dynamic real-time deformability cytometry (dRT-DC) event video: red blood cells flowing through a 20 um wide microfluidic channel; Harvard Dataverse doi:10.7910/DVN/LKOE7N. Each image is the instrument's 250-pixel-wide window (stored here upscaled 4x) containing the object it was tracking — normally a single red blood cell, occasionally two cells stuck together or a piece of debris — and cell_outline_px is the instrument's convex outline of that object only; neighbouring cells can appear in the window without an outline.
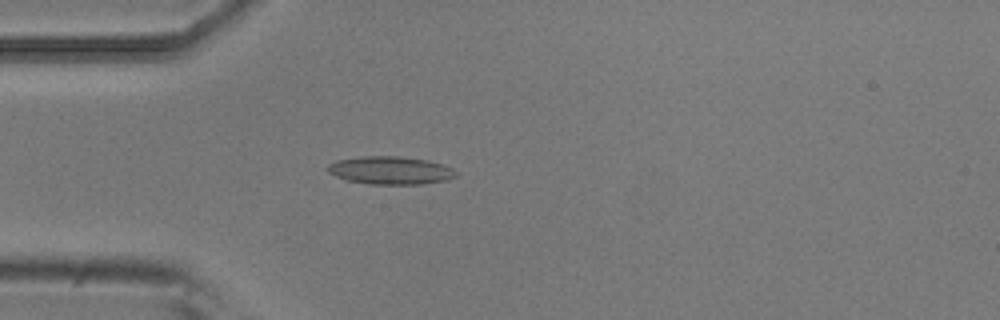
{"species": "common noctule bat (a hibernating species)", "species_latin": "Nyctalus noctula", "temperature_condition": "room temperature", "stored_images_in_passage": 4, "camera_frame_rate_fps": 3000, "um_per_image_px": 0.085, "animal": {"sex": "male", "body_mass_g": 20.5, "forearm_length_mm": 52.5}, "frame": {"image": 1, "passage_image": 4, "time_ms": 1.0, "image_size_px": [1000, 320], "cell_outline_px": [[456, 176], [448, 180], [424, 184], [368, 184], [344, 180], [328, 172], [328, 164], [336, 160], [360, 156], [396, 156], [428, 160], [452, 168], [456, 172]], "centroid_in_image_um": [33.16, 14.49], "position_along_channel_um": 51.8, "area_um2": 20.98}}